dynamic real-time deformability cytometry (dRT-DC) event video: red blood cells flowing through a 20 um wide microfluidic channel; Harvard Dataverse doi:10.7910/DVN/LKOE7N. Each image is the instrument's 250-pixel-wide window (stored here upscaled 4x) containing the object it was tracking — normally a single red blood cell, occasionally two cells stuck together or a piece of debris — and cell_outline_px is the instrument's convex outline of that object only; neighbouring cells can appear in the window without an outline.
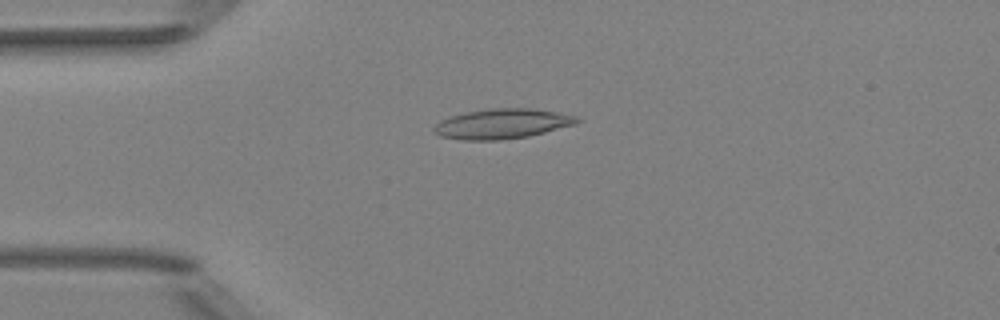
{"species": "Egyptian fruit bat (a non-hibernating species)", "species_latin": "Rousettus aegyptiacus", "temperature_condition": "room temperature", "stored_images_in_passage": 51, "camera_frame_rate_fps": 3000, "um_per_image_px": 0.085, "animal": {"sex": "female"}, "frame": {"image": 1, "passage_image": 13, "time_ms": 4.0, "image_size_px": [1000, 320], "cell_outline_px": [[580, 120], [576, 124], [528, 136], [500, 140], [464, 140], [440, 136], [432, 132], [432, 128], [440, 120], [464, 112], [488, 108], [528, 108], [556, 112], [576, 116]], "centroid_in_image_um": [42.63, 10.52], "position_along_channel_um": 42.4, "area_um2": 24.91}}
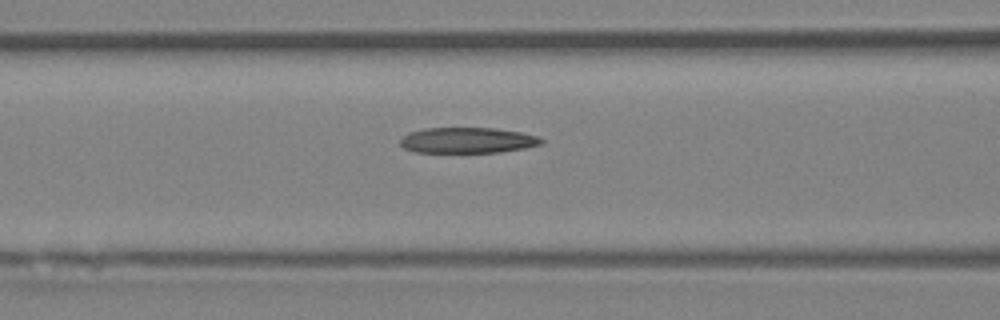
{"frame": {"image": 2, "passage_image": 21, "time_ms": 6.667, "image_size_px": [1000, 320], "cell_outline_px": [[544, 144], [524, 148], [500, 152], [416, 152], [404, 148], [400, 144], [400, 140], [408, 132], [424, 128], [496, 128], [520, 132], [536, 136], [544, 140]], "centroid_in_image_um": [39.74, 11.92], "position_along_channel_um": 126.9, "area_um2": 21.1}}
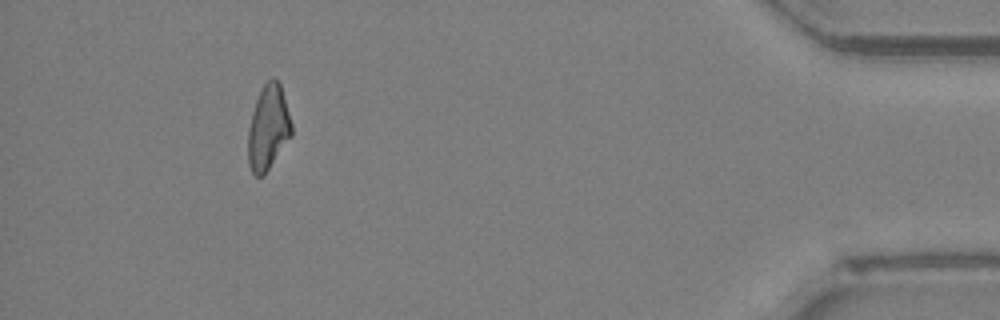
{"frame": {"image": 3, "passage_image": 47, "time_ms": 15.333, "image_size_px": [1000, 320], "cell_outline_px": [[292, 136], [268, 168], [260, 176], [256, 176], [252, 172], [248, 164], [248, 128], [252, 112], [256, 100], [264, 84], [268, 80], [276, 80], [280, 84], [292, 124]], "centroid_in_image_um": [22.79, 10.86], "position_along_channel_um": 412.4, "area_um2": 21.04}, "authors_computed_cell_mechanics": {"area_um2": 21.964, "velocity_mm_per_s": 4.0207, "shape_relaxation_time_tau1_ms": null, "shape_relaxation_time_tau2_ms": 4.2249, "deformation_change_tau1": null, "deformation_change_tau2": 0.1591}}